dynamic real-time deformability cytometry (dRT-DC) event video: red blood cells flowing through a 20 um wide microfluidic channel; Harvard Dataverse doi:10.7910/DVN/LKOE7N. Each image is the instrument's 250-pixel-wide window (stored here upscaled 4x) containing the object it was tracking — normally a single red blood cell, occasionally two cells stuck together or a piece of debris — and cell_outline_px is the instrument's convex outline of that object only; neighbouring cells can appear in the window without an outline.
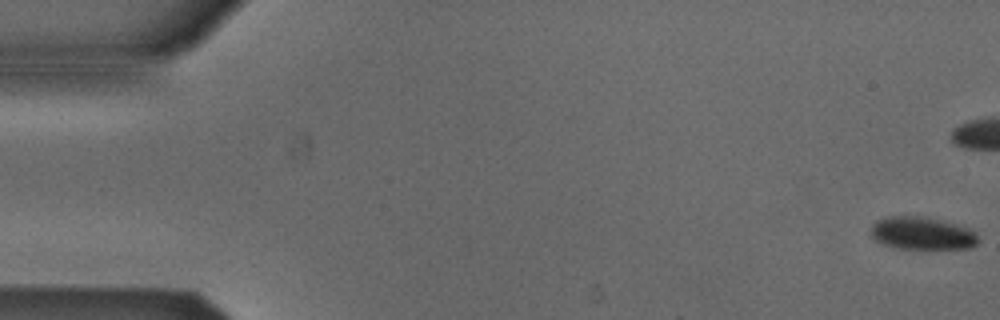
{"species": "Egyptian fruit bat (a non-hibernating species)", "species_latin": "Rousettus aegyptiacus", "temperature_condition": "cold", "stored_images_in_passage": 54, "camera_frame_rate_fps": 3000, "um_per_image_px": 0.085, "animal": {"sex": "male"}, "frame": {"image": 1, "passage_image": 1, "time_ms": 0.0, "image_size_px": [1000, 320], "cell_outline_px": [[980, 240], [972, 248], [900, 248], [884, 244], [876, 240], [872, 236], [872, 224], [876, 220], [884, 216], [924, 216], [956, 224], [968, 228], [976, 232]], "centroid_in_image_um": [78.4, 19.81], "position_along_channel_um": 6.6, "area_um2": 20.4}}
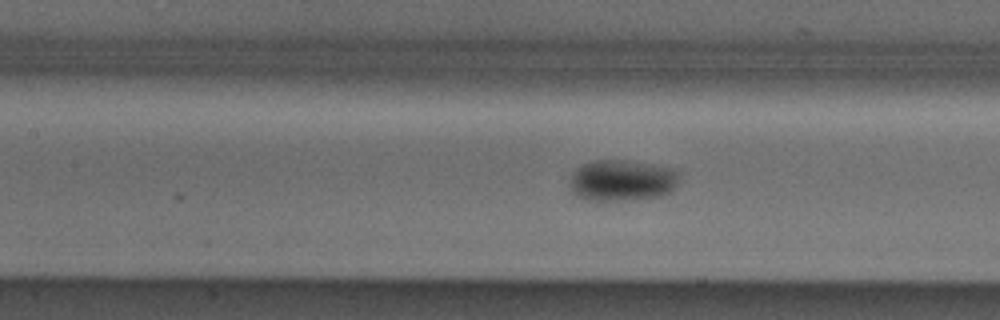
{"frame": {"image": 2, "passage_image": 24, "time_ms": 7.667, "image_size_px": [1000, 320], "cell_outline_px": [[680, 180], [672, 192], [660, 196], [624, 200], [588, 200], [576, 196], [572, 192], [572, 172], [576, 168], [592, 160], [624, 160], [652, 164], [672, 168], [680, 172]], "centroid_in_image_um": [52.92, 15.33], "position_along_channel_um": 154.5, "area_um2": 26.41}}
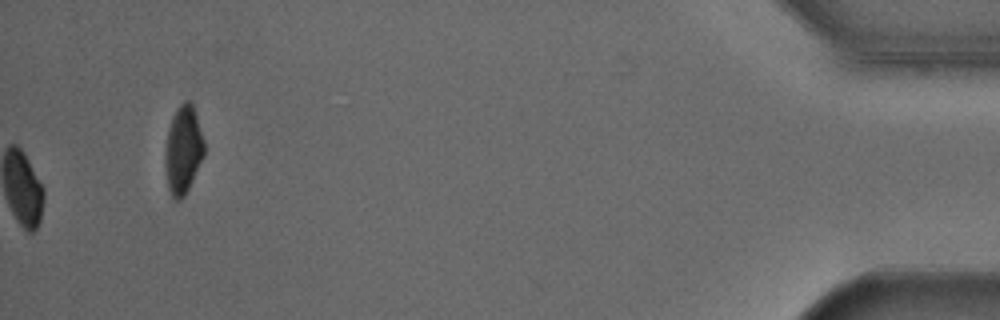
{"frame": {"image": 3, "passage_image": 54, "time_ms": 17.667, "image_size_px": [1000, 320], "cell_outline_px": [[204, 156], [184, 196], [180, 200], [176, 200], [172, 196], [168, 188], [168, 128], [176, 108], [184, 100], [188, 100], [192, 104], [204, 140]], "centroid_in_image_um": [15.62, 12.69], "position_along_channel_um": 419.6, "area_um2": 18.96}, "authors_computed_cell_mechanics": {"area_um2": 22.1952, "velocity_mm_per_s": 3.8704, "shape_relaxation_time_tau1_ms": 2.4833, "shape_relaxation_time_tau2_ms": null, "deformation_change_tau1": 0.0432, "deformation_change_tau2": null}}